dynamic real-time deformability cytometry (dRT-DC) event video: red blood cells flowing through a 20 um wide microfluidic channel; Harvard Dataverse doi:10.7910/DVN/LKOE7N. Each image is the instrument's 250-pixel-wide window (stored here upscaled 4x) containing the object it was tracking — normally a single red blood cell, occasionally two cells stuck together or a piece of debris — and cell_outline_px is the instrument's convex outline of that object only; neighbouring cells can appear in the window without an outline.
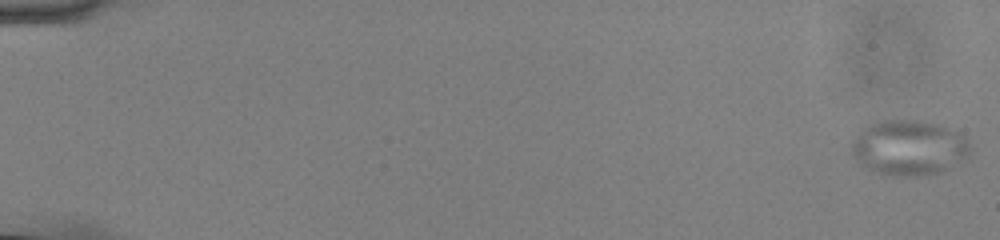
{"species": "common noctule bat (a hibernating species)", "species_latin": "Nyctalus noctula", "temperature_condition": "cold", "stored_images_in_passage": 56, "camera_frame_rate_fps": 3000, "um_per_image_px": 0.085, "animal": {"sex": "male", "body_mass_g": 13.0, "forearm_length_mm": 53.1}, "frame": {"image": 1, "passage_image": 1, "time_ms": 0.0, "image_size_px": [1000, 240], "cell_outline_px": [[972, 156], [968, 160], [940, 172], [916, 176], [896, 176], [864, 168], [852, 156], [852, 140], [864, 128], [872, 124], [884, 120], [920, 120], [940, 124], [964, 136], [968, 140], [972, 148]], "centroid_in_image_um": [77.33, 12.56], "position_along_channel_um": 7.7, "area_um2": 38.55}}
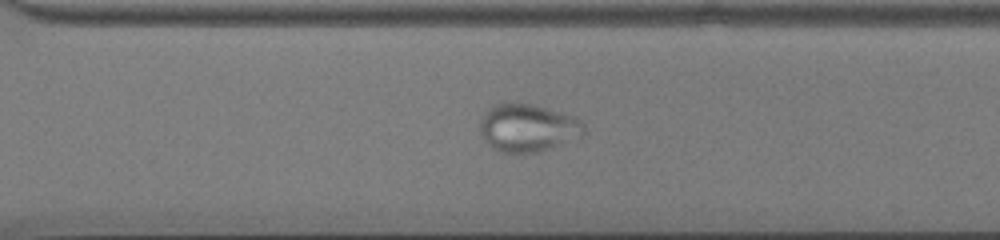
{"frame": {"image": 2, "passage_image": 41, "time_ms": 13.333, "image_size_px": [1000, 240], "cell_outline_px": [[584, 132], [580, 136], [548, 148], [536, 152], [520, 156], [504, 152], [492, 148], [484, 140], [480, 132], [480, 120], [488, 108], [492, 104], [532, 104], [572, 116], [580, 120], [584, 124]], "centroid_in_image_um": [44.8, 10.9], "position_along_channel_um": 325.8, "area_um2": 28.73}}
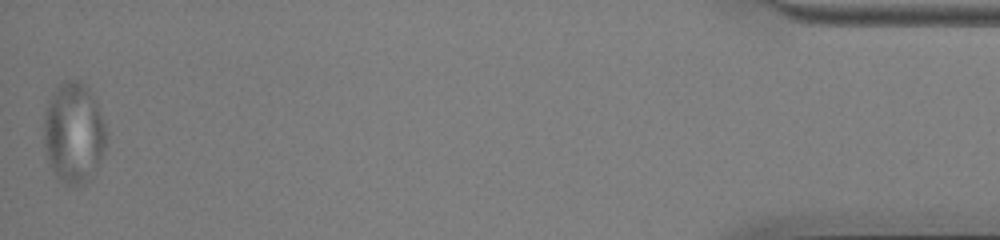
{"frame": {"image": 3, "passage_image": 56, "time_ms": 18.333, "image_size_px": [1000, 240], "cell_outline_px": [[108, 136], [104, 148], [96, 168], [88, 180], [80, 184], [64, 184], [56, 176], [44, 152], [44, 116], [48, 100], [56, 88], [64, 80], [80, 80], [88, 88], [104, 120]], "centroid_in_image_um": [6.25, 11.28], "position_along_channel_um": 428.9, "area_um2": 36.47}}